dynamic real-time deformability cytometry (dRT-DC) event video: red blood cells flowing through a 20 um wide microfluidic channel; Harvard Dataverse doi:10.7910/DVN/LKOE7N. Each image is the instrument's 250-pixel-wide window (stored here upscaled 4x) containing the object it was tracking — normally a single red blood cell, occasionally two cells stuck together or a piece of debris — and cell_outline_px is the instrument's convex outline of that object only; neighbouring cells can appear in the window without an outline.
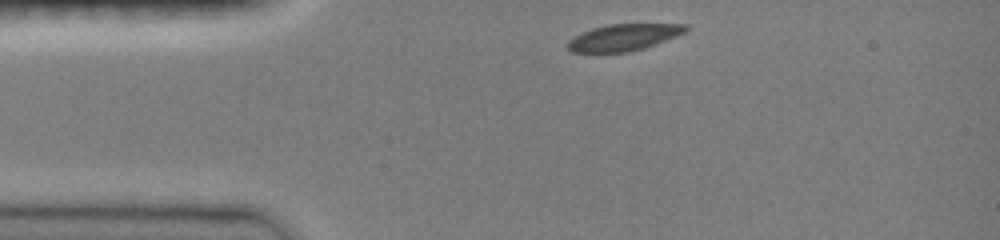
{"species": "common noctule bat (a hibernating species)", "species_latin": "Nyctalus noctula", "temperature_condition": "room temperature", "stored_images_in_passage": 34, "camera_frame_rate_fps": 3000, "um_per_image_px": 0.085, "animal": {"sex": "female", "body_mass_g": 19.0, "forearm_length_mm": 51.5}, "frame": {"image": 1, "passage_image": 1, "time_ms": 0.0, "image_size_px": [1000, 240], "cell_outline_px": [[688, 32], [644, 48], [628, 52], [572, 52], [568, 48], [568, 40], [592, 28], [608, 24], [688, 24]], "centroid_in_image_um": [53.06, 3.17], "position_along_channel_um": 31.9, "area_um2": 18.21}}
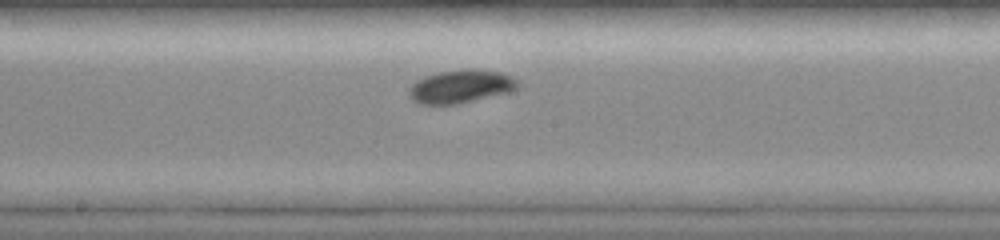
{"frame": {"image": 2, "passage_image": 17, "time_ms": 5.333, "image_size_px": [1000, 240], "cell_outline_px": [[520, 84], [516, 88], [508, 92], [460, 104], [416, 104], [408, 96], [408, 88], [416, 80], [424, 76], [440, 72], [472, 68], [500, 72], [512, 76]], "centroid_in_image_um": [39.12, 7.35], "position_along_channel_um": 209.1, "area_um2": 21.21}}
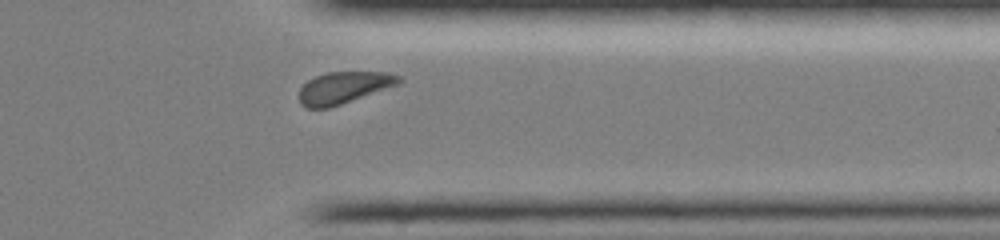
{"frame": {"image": 3, "passage_image": 30, "time_ms": 9.667, "image_size_px": [1000, 240], "cell_outline_px": [[404, 80], [400, 84], [328, 108], [308, 108], [300, 104], [300, 88], [308, 80], [316, 76], [328, 72], [388, 72], [400, 76]], "centroid_in_image_um": [29.25, 7.44], "position_along_channel_um": 382.2, "area_um2": 18.38}, "authors_computed_cell_mechanics": {"area_um2": 19.7098, "velocity_mm_per_s": 3.9616, "shape_relaxation_time_tau1_ms": 3.1231, "shape_relaxation_time_tau2_ms": null, "deformation_change_tau1": 0.1146, "deformation_change_tau2": null}}